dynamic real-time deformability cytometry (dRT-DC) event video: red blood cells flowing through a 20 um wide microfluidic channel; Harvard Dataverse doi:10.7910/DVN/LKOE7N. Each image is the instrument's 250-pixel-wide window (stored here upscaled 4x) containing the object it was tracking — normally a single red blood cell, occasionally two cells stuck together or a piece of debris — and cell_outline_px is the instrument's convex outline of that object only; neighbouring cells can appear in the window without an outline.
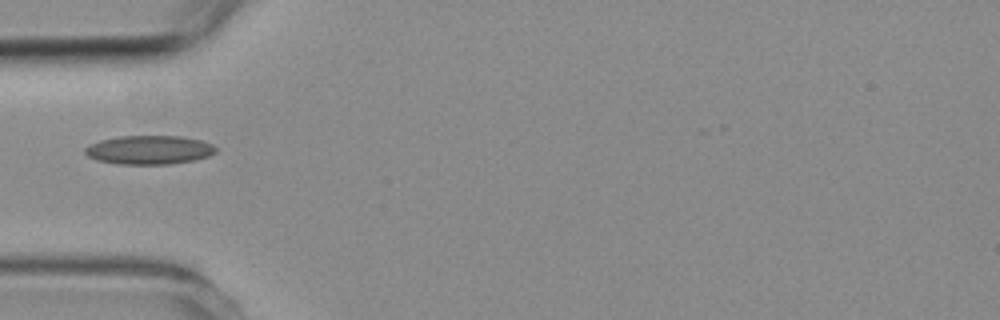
{"species": "common noctule bat (a hibernating species)", "species_latin": "Nyctalus noctula", "temperature_condition": "room temperature", "stored_images_in_passage": 6, "camera_frame_rate_fps": 3000, "um_per_image_px": 0.085, "animal": {"sex": "female", "body_mass_g": 19.3, "forearm_length_mm": 54.1}, "frame": {"image": 1, "passage_image": 5, "time_ms": 4.667, "image_size_px": [1000, 320], "cell_outline_px": [[216, 152], [208, 156], [196, 160], [168, 164], [116, 164], [96, 160], [88, 156], [84, 152], [84, 148], [88, 144], [100, 140], [120, 136], [180, 136], [200, 140], [212, 144], [216, 148]], "centroid_in_image_um": [12.65, 12.74], "position_along_channel_um": 72.3, "area_um2": 22.08}}
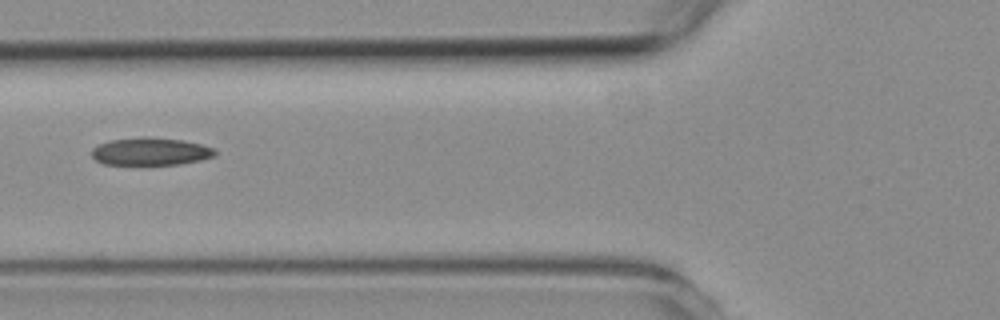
{"frame": {"image": 2, "passage_image": 6, "time_ms": 5.667, "image_size_px": [1000, 320], "cell_outline_px": [[216, 156], [200, 160], [180, 164], [104, 164], [96, 160], [92, 156], [92, 148], [100, 144], [112, 140], [180, 140], [200, 144], [212, 148], [216, 152]], "centroid_in_image_um": [12.82, 12.93], "position_along_channel_um": 113.0, "area_um2": 18.61}}